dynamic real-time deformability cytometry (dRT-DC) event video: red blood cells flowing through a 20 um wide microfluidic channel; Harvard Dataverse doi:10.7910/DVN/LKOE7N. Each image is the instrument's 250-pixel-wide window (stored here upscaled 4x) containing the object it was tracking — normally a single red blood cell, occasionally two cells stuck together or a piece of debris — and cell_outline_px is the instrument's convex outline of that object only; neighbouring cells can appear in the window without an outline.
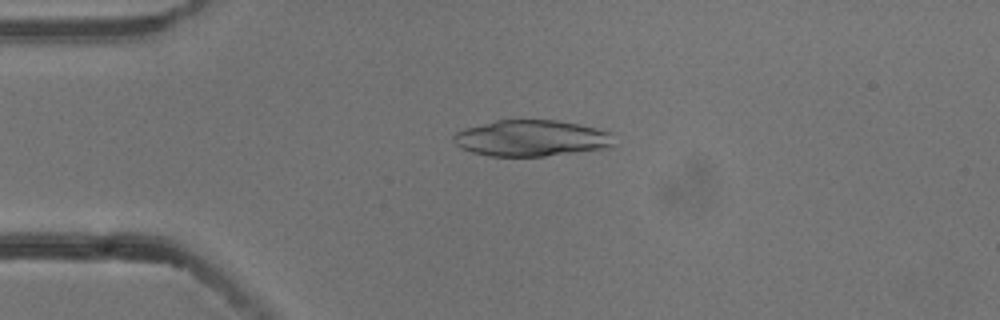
{"species": "common noctule bat (a hibernating species)", "species_latin": "Nyctalus noctula", "temperature_condition": "cold", "stored_images_in_passage": 3, "camera_frame_rate_fps": 3000, "um_per_image_px": 0.085, "animal": {"sex": "male", "body_mass_g": 13.3}, "frame": {"image": 1, "passage_image": 2, "time_ms": 0.333, "image_size_px": [1000, 320], "cell_outline_px": [[612, 148], [544, 156], [488, 156], [472, 152], [460, 148], [452, 140], [452, 136], [456, 132], [464, 128], [496, 120], [556, 120], [580, 124], [596, 128], [608, 132], [612, 144]], "centroid_in_image_um": [45.12, 11.75], "position_along_channel_um": 39.9, "area_um2": 33.87}}